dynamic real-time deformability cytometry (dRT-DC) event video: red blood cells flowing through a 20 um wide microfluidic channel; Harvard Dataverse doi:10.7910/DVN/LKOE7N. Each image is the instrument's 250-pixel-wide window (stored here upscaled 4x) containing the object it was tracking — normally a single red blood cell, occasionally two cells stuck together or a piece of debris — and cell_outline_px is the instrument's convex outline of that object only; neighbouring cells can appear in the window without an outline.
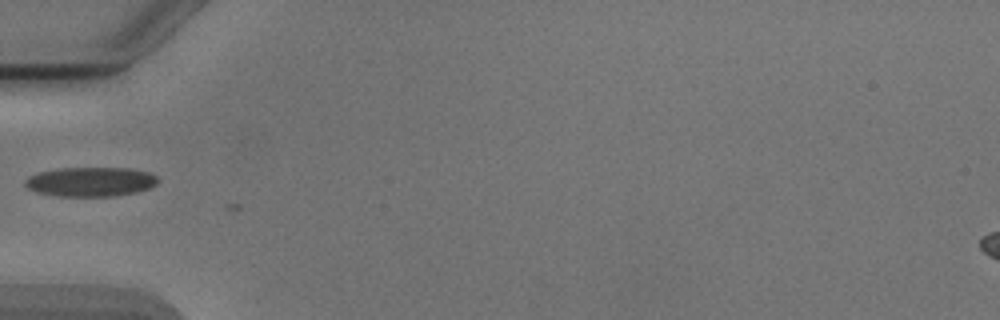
{"species": "Egyptian fruit bat (a non-hibernating species)", "species_latin": "Rousettus aegyptiacus", "temperature_condition": "cold", "stored_images_in_passage": 7, "camera_frame_rate_fps": 3000, "um_per_image_px": 0.085, "animal": {"sex": "male"}, "frame": {"image": 1, "passage_image": 3, "time_ms": 0.667, "image_size_px": [1000, 320], "cell_outline_px": [[160, 180], [156, 184], [148, 188], [136, 192], [116, 196], [56, 196], [36, 192], [28, 188], [24, 184], [24, 180], [28, 176], [40, 172], [60, 168], [128, 168], [148, 172], [156, 176]], "centroid_in_image_um": [7.69, 15.45], "position_along_channel_um": 77.3, "area_um2": 22.77}}
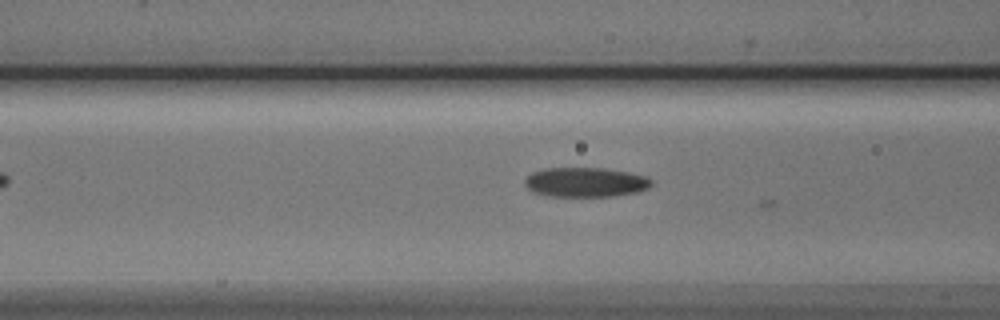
{"frame": {"image": 2, "passage_image": 6, "time_ms": 1.667, "image_size_px": [1000, 320], "cell_outline_px": [[652, 184], [648, 188], [640, 192], [616, 196], [544, 196], [528, 188], [524, 184], [524, 180], [532, 172], [544, 168], [604, 168], [628, 172], [644, 176], [652, 180]], "centroid_in_image_um": [49.78, 15.49], "position_along_channel_um": 116.8, "area_um2": 21.91}}